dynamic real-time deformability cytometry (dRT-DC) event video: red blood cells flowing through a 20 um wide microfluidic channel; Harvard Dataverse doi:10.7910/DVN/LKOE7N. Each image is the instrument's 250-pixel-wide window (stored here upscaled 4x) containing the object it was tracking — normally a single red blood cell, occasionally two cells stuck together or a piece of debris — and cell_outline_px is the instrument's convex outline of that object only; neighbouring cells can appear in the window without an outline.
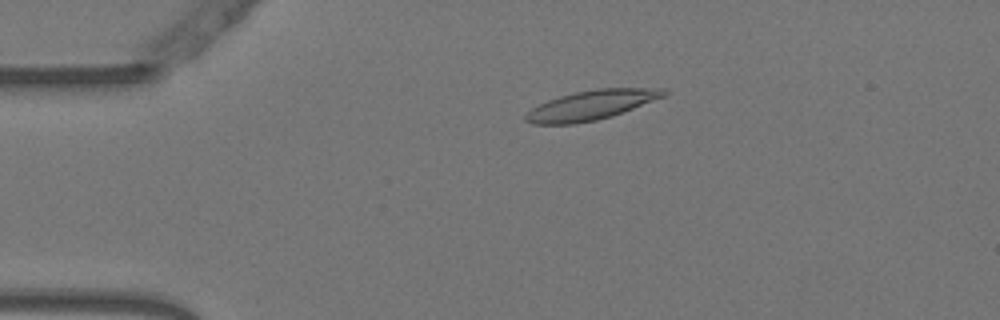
{"species": "Egyptian fruit bat (a non-hibernating species)", "species_latin": "Rousettus aegyptiacus", "temperature_condition": "warm", "stored_images_in_passage": 51, "camera_frame_rate_fps": 3000, "um_per_image_px": 0.085, "animal": {"sex": "female"}, "frame": {"image": 1, "passage_image": 8, "time_ms": 2.333, "image_size_px": [1000, 320], "cell_outline_px": [[668, 92], [664, 96], [612, 116], [596, 120], [572, 124], [532, 124], [524, 120], [524, 116], [532, 108], [548, 100], [560, 96], [576, 92], [596, 88], [664, 88]], "centroid_in_image_um": [50.24, 8.93], "position_along_channel_um": 34.8, "area_um2": 23.52}}
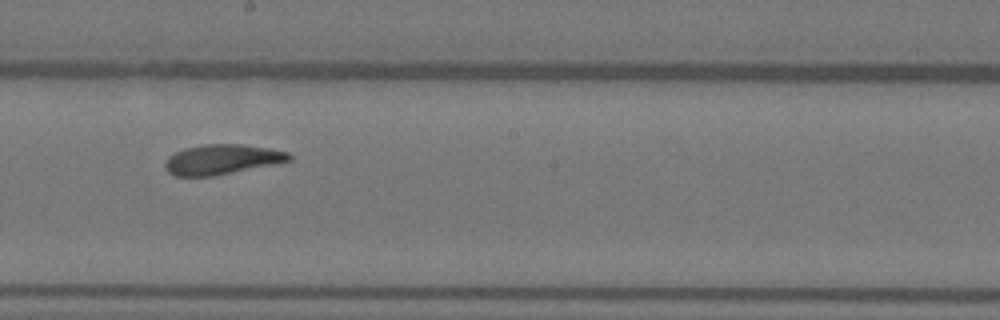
{"frame": {"image": 2, "passage_image": 27, "time_ms": 8.667, "image_size_px": [1000, 320], "cell_outline_px": [[292, 160], [212, 176], [176, 176], [168, 172], [164, 168], [164, 164], [168, 156], [184, 148], [204, 144], [244, 144], [268, 148], [288, 152], [292, 156]], "centroid_in_image_um": [18.83, 13.54], "position_along_channel_um": 229.4, "area_um2": 21.5}}
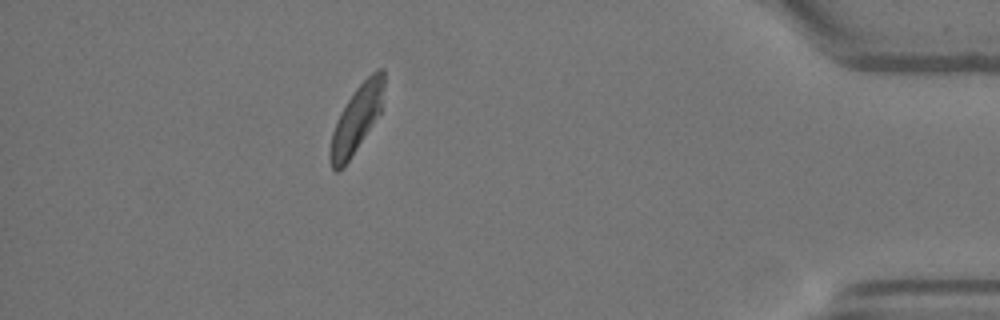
{"frame": {"image": 3, "passage_image": 45, "time_ms": 14.667, "image_size_px": [1000, 320], "cell_outline_px": [[384, 84], [380, 112], [344, 168], [336, 172], [332, 168], [328, 156], [328, 152], [332, 132], [336, 120], [340, 112], [356, 88], [376, 68], [384, 68]], "centroid_in_image_um": [30.27, 10.14], "position_along_channel_um": 404.9, "area_um2": 20.81}, "authors_computed_cell_mechanics": {"area_um2": 22.0796, "velocity_mm_per_s": 3.7202, "shape_relaxation_time_tau1_ms": 5.4661, "shape_relaxation_time_tau2_ms": 3.5838, "deformation_change_tau1": 0.1874, "deformation_change_tau2": 0.1055}}